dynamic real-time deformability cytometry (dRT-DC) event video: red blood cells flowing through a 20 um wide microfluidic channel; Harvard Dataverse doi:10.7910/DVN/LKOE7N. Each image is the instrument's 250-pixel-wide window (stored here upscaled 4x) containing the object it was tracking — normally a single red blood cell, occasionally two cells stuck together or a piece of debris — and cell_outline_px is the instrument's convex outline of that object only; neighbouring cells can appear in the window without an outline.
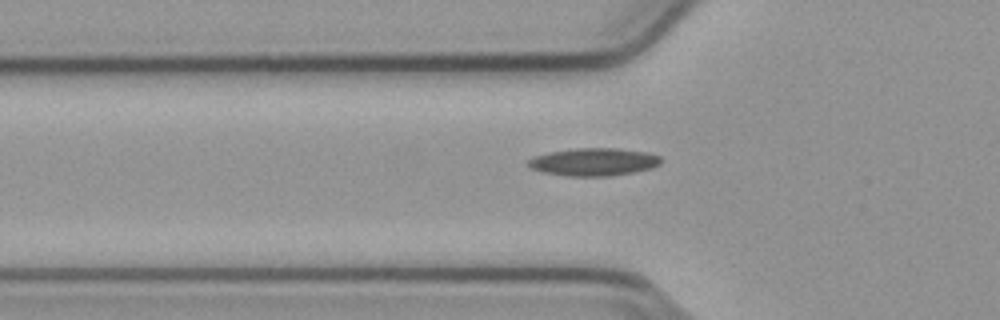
{"species": "common noctule bat (a hibernating species)", "species_latin": "Nyctalus noctula", "temperature_condition": "cold", "stored_images_in_passage": 35, "camera_frame_rate_fps": 3000, "um_per_image_px": 0.085, "animal": {"sex": "male", "body_mass_g": 23.1, "forearm_length_mm": 52.7}, "frame": {"image": 1, "passage_image": 2, "time_ms": 0.333, "image_size_px": [1000, 320], "cell_outline_px": [[660, 164], [652, 168], [612, 176], [568, 176], [544, 172], [532, 168], [528, 164], [528, 160], [536, 156], [548, 152], [576, 148], [616, 148], [648, 152], [660, 156]], "centroid_in_image_um": [50.5, 13.76], "position_along_channel_um": 75.3, "area_um2": 21.33}}
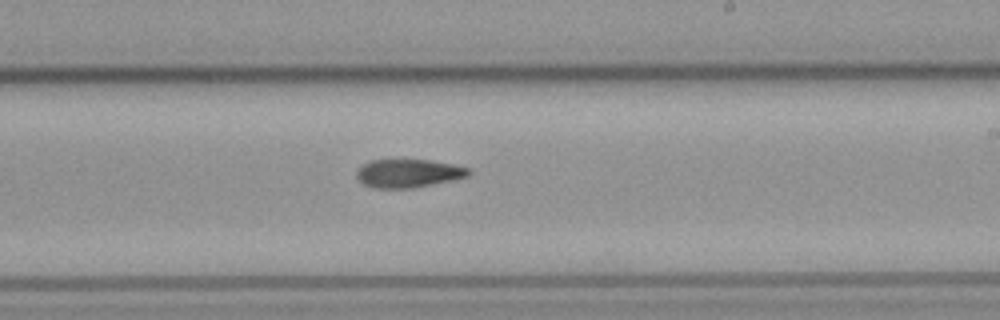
{"frame": {"image": 2, "passage_image": 16, "time_ms": 5.0, "image_size_px": [1000, 320], "cell_outline_px": [[472, 172], [468, 176], [432, 184], [412, 188], [372, 188], [364, 184], [356, 176], [356, 172], [364, 164], [372, 160], [432, 160], [452, 164], [468, 168]], "centroid_in_image_um": [34.71, 14.73], "position_along_channel_um": 254.3, "area_um2": 18.26}}
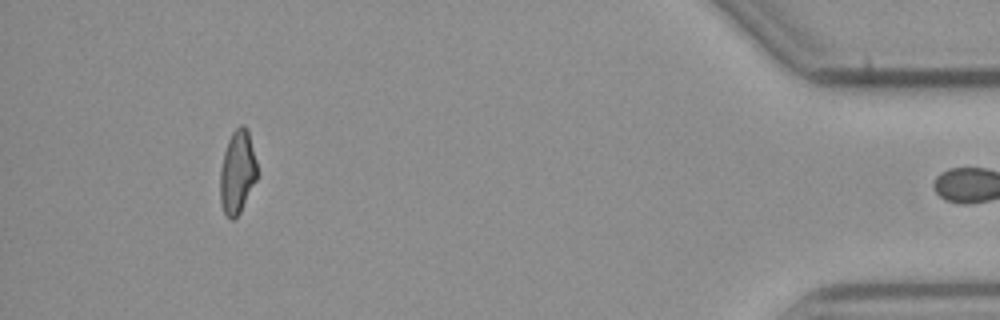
{"frame": {"image": 3, "passage_image": 34, "time_ms": 11.0, "image_size_px": [1000, 320], "cell_outline_px": [[256, 180], [240, 212], [232, 220], [228, 220], [224, 212], [220, 200], [220, 168], [224, 152], [228, 140], [232, 132], [240, 124], [244, 124], [248, 128], [256, 160]], "centroid_in_image_um": [20.16, 14.6], "position_along_channel_um": 415.0, "area_um2": 17.98}}